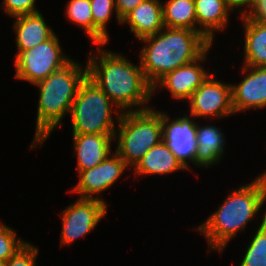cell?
Returning <instances> with one entry per match:
<instances>
[{
    "label": "cell",
    "mask_w": 266,
    "mask_h": 266,
    "mask_svg": "<svg viewBox=\"0 0 266 266\" xmlns=\"http://www.w3.org/2000/svg\"><path fill=\"white\" fill-rule=\"evenodd\" d=\"M100 46L104 44H97V55L88 57V76L119 107L118 111L149 109L150 106L145 104L153 96V86L146 79L140 63L137 66L120 53L102 50ZM133 106L138 109H132Z\"/></svg>",
    "instance_id": "6da1fadb"
},
{
    "label": "cell",
    "mask_w": 266,
    "mask_h": 266,
    "mask_svg": "<svg viewBox=\"0 0 266 266\" xmlns=\"http://www.w3.org/2000/svg\"><path fill=\"white\" fill-rule=\"evenodd\" d=\"M140 65L153 86L165 74L198 59L212 43L200 32L187 28L164 27L141 39Z\"/></svg>",
    "instance_id": "7a4b0ae2"
},
{
    "label": "cell",
    "mask_w": 266,
    "mask_h": 266,
    "mask_svg": "<svg viewBox=\"0 0 266 266\" xmlns=\"http://www.w3.org/2000/svg\"><path fill=\"white\" fill-rule=\"evenodd\" d=\"M266 202V170L250 184L233 190L225 202L204 223L196 227L208 241V247L222 252L236 233L260 212Z\"/></svg>",
    "instance_id": "3957f363"
},
{
    "label": "cell",
    "mask_w": 266,
    "mask_h": 266,
    "mask_svg": "<svg viewBox=\"0 0 266 266\" xmlns=\"http://www.w3.org/2000/svg\"><path fill=\"white\" fill-rule=\"evenodd\" d=\"M81 66L71 60L63 68L35 84L40 95L34 142L29 147L42 145L63 117L70 113L81 82L88 75V66L84 70Z\"/></svg>",
    "instance_id": "277c9868"
},
{
    "label": "cell",
    "mask_w": 266,
    "mask_h": 266,
    "mask_svg": "<svg viewBox=\"0 0 266 266\" xmlns=\"http://www.w3.org/2000/svg\"><path fill=\"white\" fill-rule=\"evenodd\" d=\"M118 132L114 139L118 141L115 152L130 167L162 138V112L149 108L143 111L117 112Z\"/></svg>",
    "instance_id": "5b68a950"
},
{
    "label": "cell",
    "mask_w": 266,
    "mask_h": 266,
    "mask_svg": "<svg viewBox=\"0 0 266 266\" xmlns=\"http://www.w3.org/2000/svg\"><path fill=\"white\" fill-rule=\"evenodd\" d=\"M113 102L88 75L81 82L69 115L72 131L79 134H115Z\"/></svg>",
    "instance_id": "8992f818"
},
{
    "label": "cell",
    "mask_w": 266,
    "mask_h": 266,
    "mask_svg": "<svg viewBox=\"0 0 266 266\" xmlns=\"http://www.w3.org/2000/svg\"><path fill=\"white\" fill-rule=\"evenodd\" d=\"M61 48L58 37L54 34L31 49L18 52L15 57V77L34 85L44 80L71 61L62 53Z\"/></svg>",
    "instance_id": "52a82bcc"
},
{
    "label": "cell",
    "mask_w": 266,
    "mask_h": 266,
    "mask_svg": "<svg viewBox=\"0 0 266 266\" xmlns=\"http://www.w3.org/2000/svg\"><path fill=\"white\" fill-rule=\"evenodd\" d=\"M105 201L79 198L60 214L62 218L61 245L67 246L79 237H84L104 218Z\"/></svg>",
    "instance_id": "ba28073f"
},
{
    "label": "cell",
    "mask_w": 266,
    "mask_h": 266,
    "mask_svg": "<svg viewBox=\"0 0 266 266\" xmlns=\"http://www.w3.org/2000/svg\"><path fill=\"white\" fill-rule=\"evenodd\" d=\"M191 117H228L235 114L232 107L231 83L220 82L210 74L208 78L191 94Z\"/></svg>",
    "instance_id": "9c48e42d"
},
{
    "label": "cell",
    "mask_w": 266,
    "mask_h": 266,
    "mask_svg": "<svg viewBox=\"0 0 266 266\" xmlns=\"http://www.w3.org/2000/svg\"><path fill=\"white\" fill-rule=\"evenodd\" d=\"M112 153H114L113 157L108 156L97 166L78 172L79 181L70 192H77L82 199L104 201V199L99 198V194L111 187L125 172V169L129 168L115 151ZM93 194L97 196L94 197Z\"/></svg>",
    "instance_id": "30bf717a"
},
{
    "label": "cell",
    "mask_w": 266,
    "mask_h": 266,
    "mask_svg": "<svg viewBox=\"0 0 266 266\" xmlns=\"http://www.w3.org/2000/svg\"><path fill=\"white\" fill-rule=\"evenodd\" d=\"M186 115L188 114L170 121L168 115L162 112V138L181 164L188 169L189 162L195 165L197 145L196 124Z\"/></svg>",
    "instance_id": "8fae6325"
},
{
    "label": "cell",
    "mask_w": 266,
    "mask_h": 266,
    "mask_svg": "<svg viewBox=\"0 0 266 266\" xmlns=\"http://www.w3.org/2000/svg\"><path fill=\"white\" fill-rule=\"evenodd\" d=\"M196 60L168 72L153 85L155 89L165 87L177 100H188L191 94L208 78L207 73L200 64L206 60L208 50Z\"/></svg>",
    "instance_id": "7c38bea8"
},
{
    "label": "cell",
    "mask_w": 266,
    "mask_h": 266,
    "mask_svg": "<svg viewBox=\"0 0 266 266\" xmlns=\"http://www.w3.org/2000/svg\"><path fill=\"white\" fill-rule=\"evenodd\" d=\"M242 68L249 73L237 85L231 84L234 113L266 107V67L243 65Z\"/></svg>",
    "instance_id": "4fadbf2b"
},
{
    "label": "cell",
    "mask_w": 266,
    "mask_h": 266,
    "mask_svg": "<svg viewBox=\"0 0 266 266\" xmlns=\"http://www.w3.org/2000/svg\"><path fill=\"white\" fill-rule=\"evenodd\" d=\"M115 134L73 133L78 172L93 168L104 161L111 153V142Z\"/></svg>",
    "instance_id": "5bb4252c"
},
{
    "label": "cell",
    "mask_w": 266,
    "mask_h": 266,
    "mask_svg": "<svg viewBox=\"0 0 266 266\" xmlns=\"http://www.w3.org/2000/svg\"><path fill=\"white\" fill-rule=\"evenodd\" d=\"M163 4L160 0L141 2L121 19V24L127 23L139 40L155 35L164 28Z\"/></svg>",
    "instance_id": "9a60e30c"
},
{
    "label": "cell",
    "mask_w": 266,
    "mask_h": 266,
    "mask_svg": "<svg viewBox=\"0 0 266 266\" xmlns=\"http://www.w3.org/2000/svg\"><path fill=\"white\" fill-rule=\"evenodd\" d=\"M200 32L213 43L214 32L224 30L229 22L228 16L234 11L229 0H194Z\"/></svg>",
    "instance_id": "2e32d148"
},
{
    "label": "cell",
    "mask_w": 266,
    "mask_h": 266,
    "mask_svg": "<svg viewBox=\"0 0 266 266\" xmlns=\"http://www.w3.org/2000/svg\"><path fill=\"white\" fill-rule=\"evenodd\" d=\"M14 32L18 52L27 51L50 39L54 34L40 12L14 17Z\"/></svg>",
    "instance_id": "e0dca14e"
},
{
    "label": "cell",
    "mask_w": 266,
    "mask_h": 266,
    "mask_svg": "<svg viewBox=\"0 0 266 266\" xmlns=\"http://www.w3.org/2000/svg\"><path fill=\"white\" fill-rule=\"evenodd\" d=\"M244 23V66L266 67V21L250 19L241 13Z\"/></svg>",
    "instance_id": "ac0fdd59"
},
{
    "label": "cell",
    "mask_w": 266,
    "mask_h": 266,
    "mask_svg": "<svg viewBox=\"0 0 266 266\" xmlns=\"http://www.w3.org/2000/svg\"><path fill=\"white\" fill-rule=\"evenodd\" d=\"M225 143L224 133L217 126L200 127L196 123L195 165L208 168L217 164L224 154Z\"/></svg>",
    "instance_id": "d6986e66"
},
{
    "label": "cell",
    "mask_w": 266,
    "mask_h": 266,
    "mask_svg": "<svg viewBox=\"0 0 266 266\" xmlns=\"http://www.w3.org/2000/svg\"><path fill=\"white\" fill-rule=\"evenodd\" d=\"M186 170L177 157L162 140L153 146L134 166L137 175H157Z\"/></svg>",
    "instance_id": "ffe728a7"
},
{
    "label": "cell",
    "mask_w": 266,
    "mask_h": 266,
    "mask_svg": "<svg viewBox=\"0 0 266 266\" xmlns=\"http://www.w3.org/2000/svg\"><path fill=\"white\" fill-rule=\"evenodd\" d=\"M163 5V23L168 28H187L200 31L197 25L194 0H168Z\"/></svg>",
    "instance_id": "44dd1931"
},
{
    "label": "cell",
    "mask_w": 266,
    "mask_h": 266,
    "mask_svg": "<svg viewBox=\"0 0 266 266\" xmlns=\"http://www.w3.org/2000/svg\"><path fill=\"white\" fill-rule=\"evenodd\" d=\"M93 17V43L107 44L109 36L106 25L109 22L112 12L116 9L114 0H90Z\"/></svg>",
    "instance_id": "7402d4cb"
},
{
    "label": "cell",
    "mask_w": 266,
    "mask_h": 266,
    "mask_svg": "<svg viewBox=\"0 0 266 266\" xmlns=\"http://www.w3.org/2000/svg\"><path fill=\"white\" fill-rule=\"evenodd\" d=\"M240 266H266V212Z\"/></svg>",
    "instance_id": "603a6c76"
},
{
    "label": "cell",
    "mask_w": 266,
    "mask_h": 266,
    "mask_svg": "<svg viewBox=\"0 0 266 266\" xmlns=\"http://www.w3.org/2000/svg\"><path fill=\"white\" fill-rule=\"evenodd\" d=\"M90 5V0H69L66 16L71 22L83 28L93 41V17Z\"/></svg>",
    "instance_id": "cb8c5ba5"
},
{
    "label": "cell",
    "mask_w": 266,
    "mask_h": 266,
    "mask_svg": "<svg viewBox=\"0 0 266 266\" xmlns=\"http://www.w3.org/2000/svg\"><path fill=\"white\" fill-rule=\"evenodd\" d=\"M26 243L16 238V232L12 228L0 223V260L6 262Z\"/></svg>",
    "instance_id": "d4e9b609"
},
{
    "label": "cell",
    "mask_w": 266,
    "mask_h": 266,
    "mask_svg": "<svg viewBox=\"0 0 266 266\" xmlns=\"http://www.w3.org/2000/svg\"><path fill=\"white\" fill-rule=\"evenodd\" d=\"M38 251V248L27 242L4 263V266H36Z\"/></svg>",
    "instance_id": "484cf974"
},
{
    "label": "cell",
    "mask_w": 266,
    "mask_h": 266,
    "mask_svg": "<svg viewBox=\"0 0 266 266\" xmlns=\"http://www.w3.org/2000/svg\"><path fill=\"white\" fill-rule=\"evenodd\" d=\"M36 0H3L2 9L11 17L34 14L40 12L36 9Z\"/></svg>",
    "instance_id": "4316f807"
},
{
    "label": "cell",
    "mask_w": 266,
    "mask_h": 266,
    "mask_svg": "<svg viewBox=\"0 0 266 266\" xmlns=\"http://www.w3.org/2000/svg\"><path fill=\"white\" fill-rule=\"evenodd\" d=\"M146 0H114L115 2V9H116V18L118 19L119 23H121V19L136 8L141 2Z\"/></svg>",
    "instance_id": "83f0119b"
},
{
    "label": "cell",
    "mask_w": 266,
    "mask_h": 266,
    "mask_svg": "<svg viewBox=\"0 0 266 266\" xmlns=\"http://www.w3.org/2000/svg\"><path fill=\"white\" fill-rule=\"evenodd\" d=\"M245 13L250 19L266 21V0H258L255 4L251 6L249 11L242 12Z\"/></svg>",
    "instance_id": "f1b7e54d"
},
{
    "label": "cell",
    "mask_w": 266,
    "mask_h": 266,
    "mask_svg": "<svg viewBox=\"0 0 266 266\" xmlns=\"http://www.w3.org/2000/svg\"><path fill=\"white\" fill-rule=\"evenodd\" d=\"M258 0H229L231 5L236 8H240L242 6H247L248 8H251L253 4H255Z\"/></svg>",
    "instance_id": "f546056e"
},
{
    "label": "cell",
    "mask_w": 266,
    "mask_h": 266,
    "mask_svg": "<svg viewBox=\"0 0 266 266\" xmlns=\"http://www.w3.org/2000/svg\"><path fill=\"white\" fill-rule=\"evenodd\" d=\"M4 261L0 260V266H4Z\"/></svg>",
    "instance_id": "4dcf8cb0"
}]
</instances>
